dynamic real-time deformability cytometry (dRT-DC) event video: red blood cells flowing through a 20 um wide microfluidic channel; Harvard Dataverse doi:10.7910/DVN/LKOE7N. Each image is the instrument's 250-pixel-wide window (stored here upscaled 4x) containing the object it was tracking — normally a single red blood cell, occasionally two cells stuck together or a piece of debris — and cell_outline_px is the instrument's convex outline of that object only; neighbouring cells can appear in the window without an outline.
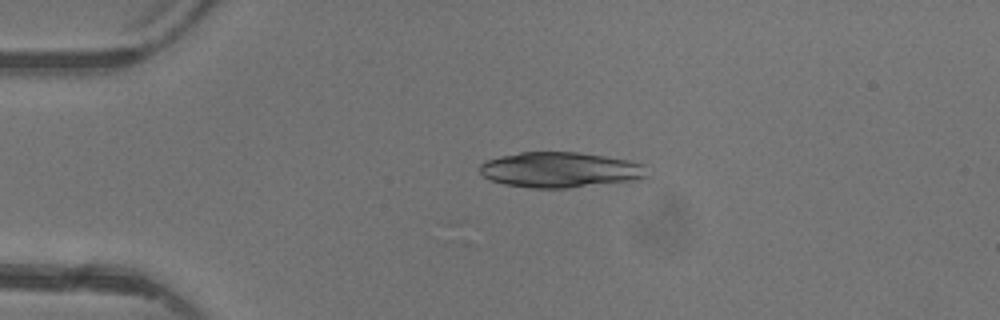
{"species": "common noctule bat (a hibernating species)", "species_latin": "Nyctalus noctula", "temperature_condition": "warm", "stored_images_in_passage": 3, "camera_frame_rate_fps": 3000, "um_per_image_px": 0.085, "animal": {"sex": "female"}, "frame": {"image": 1, "passage_image": 3, "time_ms": 2.333, "image_size_px": [1000, 320], "cell_outline_px": [[648, 176], [636, 180], [568, 188], [532, 188], [504, 184], [488, 180], [480, 172], [480, 164], [488, 160], [500, 156], [520, 152], [576, 152], [604, 156], [628, 160], [644, 164]], "centroid_in_image_um": [47.61, 14.44], "position_along_channel_um": 37.4, "area_um2": 34.56}}